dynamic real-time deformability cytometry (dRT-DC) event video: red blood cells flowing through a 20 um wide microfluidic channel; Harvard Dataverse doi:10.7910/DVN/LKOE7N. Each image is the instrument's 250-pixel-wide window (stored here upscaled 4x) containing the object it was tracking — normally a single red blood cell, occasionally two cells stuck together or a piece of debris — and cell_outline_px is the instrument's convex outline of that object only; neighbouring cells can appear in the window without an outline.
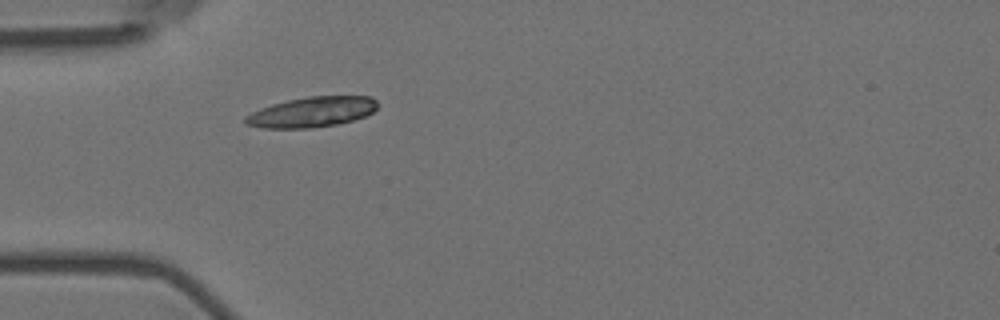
{"species": "Egyptian fruit bat (a non-hibernating species)", "species_latin": "Rousettus aegyptiacus", "temperature_condition": "room temperature", "stored_images_in_passage": 36, "camera_frame_rate_fps": 3000, "um_per_image_px": 0.085, "animal": {"sex": "female"}, "frame": {"image": 1, "passage_image": 1, "time_ms": 0.0, "image_size_px": [1000, 320], "cell_outline_px": [[380, 104], [372, 112], [364, 116], [352, 120], [336, 124], [312, 128], [264, 128], [244, 124], [244, 116], [260, 108], [272, 104], [288, 100], [308, 96], [372, 96]], "centroid_in_image_um": [26.5, 9.51], "position_along_channel_um": 58.5, "area_um2": 23.35}}
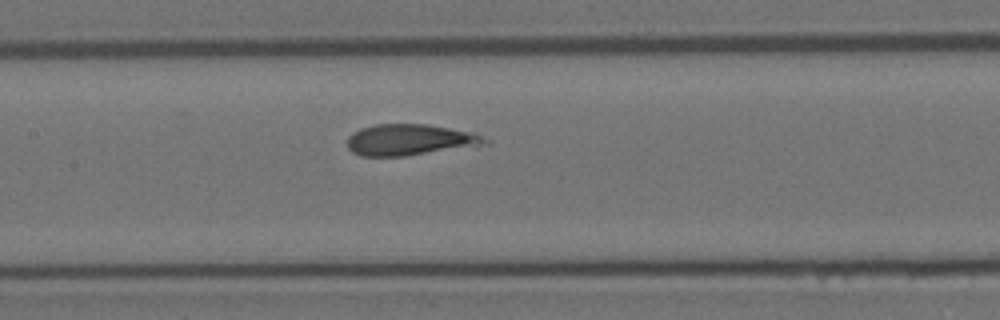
{"frame": {"image": 2, "passage_image": 11, "time_ms": 3.333, "image_size_px": [1000, 320], "cell_outline_px": [[492, 140], [488, 144], [404, 156], [360, 156], [352, 152], [348, 148], [348, 136], [352, 132], [360, 128], [376, 124], [428, 124], [472, 132]], "centroid_in_image_um": [34.83, 11.88], "position_along_channel_um": 172.6, "area_um2": 25.09}}
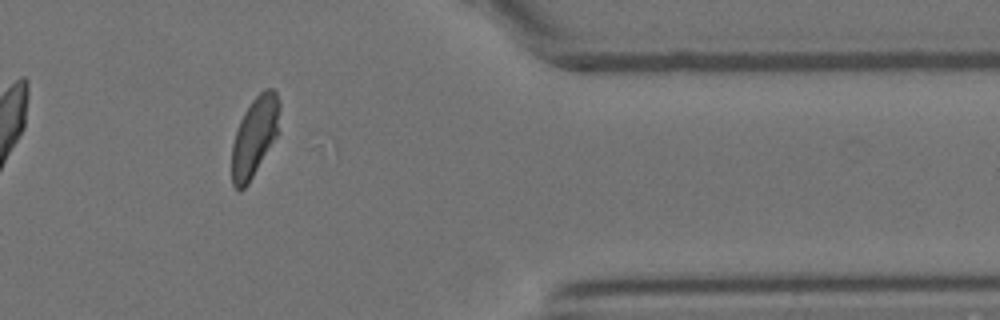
{"frame": {"image": 3, "passage_image": 31, "time_ms": 10.0, "image_size_px": [1000, 320], "cell_outline_px": [[280, 108], [276, 136], [248, 184], [240, 192], [232, 184], [232, 144], [240, 120], [244, 112], [252, 100], [264, 88], [272, 88], [276, 92], [280, 104]], "centroid_in_image_um": [21.63, 11.59], "position_along_channel_um": 389.8, "area_um2": 21.85}}